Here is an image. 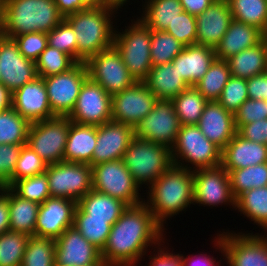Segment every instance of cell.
<instances>
[{
    "label": "cell",
    "mask_w": 267,
    "mask_h": 266,
    "mask_svg": "<svg viewBox=\"0 0 267 266\" xmlns=\"http://www.w3.org/2000/svg\"><path fill=\"white\" fill-rule=\"evenodd\" d=\"M165 232L144 202L128 206L111 227L102 260L108 266L141 265L143 256L165 241Z\"/></svg>",
    "instance_id": "1"
},
{
    "label": "cell",
    "mask_w": 267,
    "mask_h": 266,
    "mask_svg": "<svg viewBox=\"0 0 267 266\" xmlns=\"http://www.w3.org/2000/svg\"><path fill=\"white\" fill-rule=\"evenodd\" d=\"M145 191L144 203L155 220L167 230V219L183 214L182 211L185 213L194 205L193 171L172 165Z\"/></svg>",
    "instance_id": "2"
},
{
    "label": "cell",
    "mask_w": 267,
    "mask_h": 266,
    "mask_svg": "<svg viewBox=\"0 0 267 266\" xmlns=\"http://www.w3.org/2000/svg\"><path fill=\"white\" fill-rule=\"evenodd\" d=\"M118 11L122 12L115 6L101 3L64 18L76 35L77 63L86 62L95 54L113 46Z\"/></svg>",
    "instance_id": "3"
},
{
    "label": "cell",
    "mask_w": 267,
    "mask_h": 266,
    "mask_svg": "<svg viewBox=\"0 0 267 266\" xmlns=\"http://www.w3.org/2000/svg\"><path fill=\"white\" fill-rule=\"evenodd\" d=\"M63 19L53 0H0V33L9 38L48 33Z\"/></svg>",
    "instance_id": "4"
},
{
    "label": "cell",
    "mask_w": 267,
    "mask_h": 266,
    "mask_svg": "<svg viewBox=\"0 0 267 266\" xmlns=\"http://www.w3.org/2000/svg\"><path fill=\"white\" fill-rule=\"evenodd\" d=\"M122 160L134 180L145 189L173 165L171 149L136 136L129 143Z\"/></svg>",
    "instance_id": "5"
},
{
    "label": "cell",
    "mask_w": 267,
    "mask_h": 266,
    "mask_svg": "<svg viewBox=\"0 0 267 266\" xmlns=\"http://www.w3.org/2000/svg\"><path fill=\"white\" fill-rule=\"evenodd\" d=\"M132 16L130 24L120 30L115 28L114 44L130 74L137 82H143L152 68L151 29L139 18ZM118 30V31H117Z\"/></svg>",
    "instance_id": "6"
},
{
    "label": "cell",
    "mask_w": 267,
    "mask_h": 266,
    "mask_svg": "<svg viewBox=\"0 0 267 266\" xmlns=\"http://www.w3.org/2000/svg\"><path fill=\"white\" fill-rule=\"evenodd\" d=\"M222 150L209 141L197 125L181 126L171 148L173 165L195 171L221 165Z\"/></svg>",
    "instance_id": "7"
},
{
    "label": "cell",
    "mask_w": 267,
    "mask_h": 266,
    "mask_svg": "<svg viewBox=\"0 0 267 266\" xmlns=\"http://www.w3.org/2000/svg\"><path fill=\"white\" fill-rule=\"evenodd\" d=\"M93 190L110 195L127 206L144 202L141 188L129 173L122 159L91 166ZM140 191V192H139Z\"/></svg>",
    "instance_id": "8"
},
{
    "label": "cell",
    "mask_w": 267,
    "mask_h": 266,
    "mask_svg": "<svg viewBox=\"0 0 267 266\" xmlns=\"http://www.w3.org/2000/svg\"><path fill=\"white\" fill-rule=\"evenodd\" d=\"M45 173L51 197L78 202L93 189L92 168L89 164L61 161L47 165Z\"/></svg>",
    "instance_id": "9"
},
{
    "label": "cell",
    "mask_w": 267,
    "mask_h": 266,
    "mask_svg": "<svg viewBox=\"0 0 267 266\" xmlns=\"http://www.w3.org/2000/svg\"><path fill=\"white\" fill-rule=\"evenodd\" d=\"M70 119L56 116L31 123L27 143L48 165L64 161Z\"/></svg>",
    "instance_id": "10"
},
{
    "label": "cell",
    "mask_w": 267,
    "mask_h": 266,
    "mask_svg": "<svg viewBox=\"0 0 267 266\" xmlns=\"http://www.w3.org/2000/svg\"><path fill=\"white\" fill-rule=\"evenodd\" d=\"M223 242L225 264L229 266H267V233L218 231Z\"/></svg>",
    "instance_id": "11"
},
{
    "label": "cell",
    "mask_w": 267,
    "mask_h": 266,
    "mask_svg": "<svg viewBox=\"0 0 267 266\" xmlns=\"http://www.w3.org/2000/svg\"><path fill=\"white\" fill-rule=\"evenodd\" d=\"M85 65L88 77L101 85L111 96L137 82L114 46L90 57Z\"/></svg>",
    "instance_id": "12"
},
{
    "label": "cell",
    "mask_w": 267,
    "mask_h": 266,
    "mask_svg": "<svg viewBox=\"0 0 267 266\" xmlns=\"http://www.w3.org/2000/svg\"><path fill=\"white\" fill-rule=\"evenodd\" d=\"M87 78L85 62L76 63L71 69L60 74L43 78L49 105L55 116L67 117L71 113Z\"/></svg>",
    "instance_id": "13"
},
{
    "label": "cell",
    "mask_w": 267,
    "mask_h": 266,
    "mask_svg": "<svg viewBox=\"0 0 267 266\" xmlns=\"http://www.w3.org/2000/svg\"><path fill=\"white\" fill-rule=\"evenodd\" d=\"M181 128L171 100L158 99L154 108L134 127V136L172 148Z\"/></svg>",
    "instance_id": "14"
},
{
    "label": "cell",
    "mask_w": 267,
    "mask_h": 266,
    "mask_svg": "<svg viewBox=\"0 0 267 266\" xmlns=\"http://www.w3.org/2000/svg\"><path fill=\"white\" fill-rule=\"evenodd\" d=\"M193 178L194 206L197 204L213 208L227 205L236 211V199L232 194L229 175L222 165L195 170Z\"/></svg>",
    "instance_id": "15"
},
{
    "label": "cell",
    "mask_w": 267,
    "mask_h": 266,
    "mask_svg": "<svg viewBox=\"0 0 267 266\" xmlns=\"http://www.w3.org/2000/svg\"><path fill=\"white\" fill-rule=\"evenodd\" d=\"M112 96L89 77L83 83L75 106L67 116L72 122L102 125L111 121Z\"/></svg>",
    "instance_id": "16"
},
{
    "label": "cell",
    "mask_w": 267,
    "mask_h": 266,
    "mask_svg": "<svg viewBox=\"0 0 267 266\" xmlns=\"http://www.w3.org/2000/svg\"><path fill=\"white\" fill-rule=\"evenodd\" d=\"M157 100L144 82H136L112 95L111 121L135 127L154 108Z\"/></svg>",
    "instance_id": "17"
},
{
    "label": "cell",
    "mask_w": 267,
    "mask_h": 266,
    "mask_svg": "<svg viewBox=\"0 0 267 266\" xmlns=\"http://www.w3.org/2000/svg\"><path fill=\"white\" fill-rule=\"evenodd\" d=\"M36 63L26 59L13 38L0 33L1 83L12 93L37 77Z\"/></svg>",
    "instance_id": "18"
},
{
    "label": "cell",
    "mask_w": 267,
    "mask_h": 266,
    "mask_svg": "<svg viewBox=\"0 0 267 266\" xmlns=\"http://www.w3.org/2000/svg\"><path fill=\"white\" fill-rule=\"evenodd\" d=\"M55 266H91L105 263L101 251L88 242L75 226L55 239Z\"/></svg>",
    "instance_id": "19"
},
{
    "label": "cell",
    "mask_w": 267,
    "mask_h": 266,
    "mask_svg": "<svg viewBox=\"0 0 267 266\" xmlns=\"http://www.w3.org/2000/svg\"><path fill=\"white\" fill-rule=\"evenodd\" d=\"M75 200L47 198L39 208L35 236L57 239L68 227L74 225Z\"/></svg>",
    "instance_id": "20"
},
{
    "label": "cell",
    "mask_w": 267,
    "mask_h": 266,
    "mask_svg": "<svg viewBox=\"0 0 267 266\" xmlns=\"http://www.w3.org/2000/svg\"><path fill=\"white\" fill-rule=\"evenodd\" d=\"M134 137V127L118 122H106L97 126V142L90 166L123 159Z\"/></svg>",
    "instance_id": "21"
},
{
    "label": "cell",
    "mask_w": 267,
    "mask_h": 266,
    "mask_svg": "<svg viewBox=\"0 0 267 266\" xmlns=\"http://www.w3.org/2000/svg\"><path fill=\"white\" fill-rule=\"evenodd\" d=\"M12 107L30 123L56 117L49 105L44 79L40 76L12 93Z\"/></svg>",
    "instance_id": "22"
},
{
    "label": "cell",
    "mask_w": 267,
    "mask_h": 266,
    "mask_svg": "<svg viewBox=\"0 0 267 266\" xmlns=\"http://www.w3.org/2000/svg\"><path fill=\"white\" fill-rule=\"evenodd\" d=\"M232 13L227 0H215L196 16V44L216 48L228 30Z\"/></svg>",
    "instance_id": "23"
},
{
    "label": "cell",
    "mask_w": 267,
    "mask_h": 266,
    "mask_svg": "<svg viewBox=\"0 0 267 266\" xmlns=\"http://www.w3.org/2000/svg\"><path fill=\"white\" fill-rule=\"evenodd\" d=\"M204 136L221 150L236 134L234 114L218 101H208L197 124Z\"/></svg>",
    "instance_id": "24"
},
{
    "label": "cell",
    "mask_w": 267,
    "mask_h": 266,
    "mask_svg": "<svg viewBox=\"0 0 267 266\" xmlns=\"http://www.w3.org/2000/svg\"><path fill=\"white\" fill-rule=\"evenodd\" d=\"M267 162V145L252 142L237 132L222 149L221 165L226 170L247 168Z\"/></svg>",
    "instance_id": "25"
},
{
    "label": "cell",
    "mask_w": 267,
    "mask_h": 266,
    "mask_svg": "<svg viewBox=\"0 0 267 266\" xmlns=\"http://www.w3.org/2000/svg\"><path fill=\"white\" fill-rule=\"evenodd\" d=\"M215 59L214 48L194 44L184 46L171 63L176 67L180 77L191 87L204 76Z\"/></svg>",
    "instance_id": "26"
},
{
    "label": "cell",
    "mask_w": 267,
    "mask_h": 266,
    "mask_svg": "<svg viewBox=\"0 0 267 266\" xmlns=\"http://www.w3.org/2000/svg\"><path fill=\"white\" fill-rule=\"evenodd\" d=\"M265 34L258 28L232 19L228 30L215 48L216 59L227 60L242 50L260 43Z\"/></svg>",
    "instance_id": "27"
},
{
    "label": "cell",
    "mask_w": 267,
    "mask_h": 266,
    "mask_svg": "<svg viewBox=\"0 0 267 266\" xmlns=\"http://www.w3.org/2000/svg\"><path fill=\"white\" fill-rule=\"evenodd\" d=\"M97 142V126L70 120L64 161L90 164Z\"/></svg>",
    "instance_id": "28"
},
{
    "label": "cell",
    "mask_w": 267,
    "mask_h": 266,
    "mask_svg": "<svg viewBox=\"0 0 267 266\" xmlns=\"http://www.w3.org/2000/svg\"><path fill=\"white\" fill-rule=\"evenodd\" d=\"M157 99L171 100L190 86L180 77L172 63L152 66L143 81Z\"/></svg>",
    "instance_id": "29"
},
{
    "label": "cell",
    "mask_w": 267,
    "mask_h": 266,
    "mask_svg": "<svg viewBox=\"0 0 267 266\" xmlns=\"http://www.w3.org/2000/svg\"><path fill=\"white\" fill-rule=\"evenodd\" d=\"M231 76L249 79L267 72V40L242 50L227 59Z\"/></svg>",
    "instance_id": "30"
},
{
    "label": "cell",
    "mask_w": 267,
    "mask_h": 266,
    "mask_svg": "<svg viewBox=\"0 0 267 266\" xmlns=\"http://www.w3.org/2000/svg\"><path fill=\"white\" fill-rule=\"evenodd\" d=\"M144 1L142 0L143 11L140 8V16H136L151 30L165 31L169 24L184 11L179 0Z\"/></svg>",
    "instance_id": "31"
},
{
    "label": "cell",
    "mask_w": 267,
    "mask_h": 266,
    "mask_svg": "<svg viewBox=\"0 0 267 266\" xmlns=\"http://www.w3.org/2000/svg\"><path fill=\"white\" fill-rule=\"evenodd\" d=\"M40 204L23 199L9 187L10 231L35 235Z\"/></svg>",
    "instance_id": "32"
},
{
    "label": "cell",
    "mask_w": 267,
    "mask_h": 266,
    "mask_svg": "<svg viewBox=\"0 0 267 266\" xmlns=\"http://www.w3.org/2000/svg\"><path fill=\"white\" fill-rule=\"evenodd\" d=\"M77 207L89 218L119 219L128 206L119 199L92 189L77 202Z\"/></svg>",
    "instance_id": "33"
},
{
    "label": "cell",
    "mask_w": 267,
    "mask_h": 266,
    "mask_svg": "<svg viewBox=\"0 0 267 266\" xmlns=\"http://www.w3.org/2000/svg\"><path fill=\"white\" fill-rule=\"evenodd\" d=\"M236 210L252 224L258 225L261 233L267 232V186L253 188L236 199Z\"/></svg>",
    "instance_id": "34"
},
{
    "label": "cell",
    "mask_w": 267,
    "mask_h": 266,
    "mask_svg": "<svg viewBox=\"0 0 267 266\" xmlns=\"http://www.w3.org/2000/svg\"><path fill=\"white\" fill-rule=\"evenodd\" d=\"M118 219L89 218L78 207L74 213V225L81 235L100 251L103 250L112 225Z\"/></svg>",
    "instance_id": "35"
},
{
    "label": "cell",
    "mask_w": 267,
    "mask_h": 266,
    "mask_svg": "<svg viewBox=\"0 0 267 266\" xmlns=\"http://www.w3.org/2000/svg\"><path fill=\"white\" fill-rule=\"evenodd\" d=\"M171 101L181 126L197 125L208 102L194 86L182 91Z\"/></svg>",
    "instance_id": "36"
},
{
    "label": "cell",
    "mask_w": 267,
    "mask_h": 266,
    "mask_svg": "<svg viewBox=\"0 0 267 266\" xmlns=\"http://www.w3.org/2000/svg\"><path fill=\"white\" fill-rule=\"evenodd\" d=\"M231 77L227 60L215 59L204 76L194 85L207 101H217Z\"/></svg>",
    "instance_id": "37"
},
{
    "label": "cell",
    "mask_w": 267,
    "mask_h": 266,
    "mask_svg": "<svg viewBox=\"0 0 267 266\" xmlns=\"http://www.w3.org/2000/svg\"><path fill=\"white\" fill-rule=\"evenodd\" d=\"M232 19L267 32V0H227Z\"/></svg>",
    "instance_id": "38"
},
{
    "label": "cell",
    "mask_w": 267,
    "mask_h": 266,
    "mask_svg": "<svg viewBox=\"0 0 267 266\" xmlns=\"http://www.w3.org/2000/svg\"><path fill=\"white\" fill-rule=\"evenodd\" d=\"M226 171L229 175L231 190L235 199L248 190L267 186V162Z\"/></svg>",
    "instance_id": "39"
},
{
    "label": "cell",
    "mask_w": 267,
    "mask_h": 266,
    "mask_svg": "<svg viewBox=\"0 0 267 266\" xmlns=\"http://www.w3.org/2000/svg\"><path fill=\"white\" fill-rule=\"evenodd\" d=\"M30 125L12 106L0 111V144L25 145Z\"/></svg>",
    "instance_id": "40"
},
{
    "label": "cell",
    "mask_w": 267,
    "mask_h": 266,
    "mask_svg": "<svg viewBox=\"0 0 267 266\" xmlns=\"http://www.w3.org/2000/svg\"><path fill=\"white\" fill-rule=\"evenodd\" d=\"M55 239L29 236L21 266H55Z\"/></svg>",
    "instance_id": "41"
},
{
    "label": "cell",
    "mask_w": 267,
    "mask_h": 266,
    "mask_svg": "<svg viewBox=\"0 0 267 266\" xmlns=\"http://www.w3.org/2000/svg\"><path fill=\"white\" fill-rule=\"evenodd\" d=\"M183 48L184 45L171 34L165 31H151L150 54L152 66L172 62Z\"/></svg>",
    "instance_id": "42"
},
{
    "label": "cell",
    "mask_w": 267,
    "mask_h": 266,
    "mask_svg": "<svg viewBox=\"0 0 267 266\" xmlns=\"http://www.w3.org/2000/svg\"><path fill=\"white\" fill-rule=\"evenodd\" d=\"M29 235L7 231L0 235V266H21Z\"/></svg>",
    "instance_id": "43"
},
{
    "label": "cell",
    "mask_w": 267,
    "mask_h": 266,
    "mask_svg": "<svg viewBox=\"0 0 267 266\" xmlns=\"http://www.w3.org/2000/svg\"><path fill=\"white\" fill-rule=\"evenodd\" d=\"M35 63L37 75L45 78L65 72L77 62L68 54L48 45Z\"/></svg>",
    "instance_id": "44"
},
{
    "label": "cell",
    "mask_w": 267,
    "mask_h": 266,
    "mask_svg": "<svg viewBox=\"0 0 267 266\" xmlns=\"http://www.w3.org/2000/svg\"><path fill=\"white\" fill-rule=\"evenodd\" d=\"M10 188L21 198L40 205L51 197L45 172L17 180Z\"/></svg>",
    "instance_id": "45"
},
{
    "label": "cell",
    "mask_w": 267,
    "mask_h": 266,
    "mask_svg": "<svg viewBox=\"0 0 267 266\" xmlns=\"http://www.w3.org/2000/svg\"><path fill=\"white\" fill-rule=\"evenodd\" d=\"M48 45L56 48L77 62V39L72 26L63 19L55 28L47 33Z\"/></svg>",
    "instance_id": "46"
},
{
    "label": "cell",
    "mask_w": 267,
    "mask_h": 266,
    "mask_svg": "<svg viewBox=\"0 0 267 266\" xmlns=\"http://www.w3.org/2000/svg\"><path fill=\"white\" fill-rule=\"evenodd\" d=\"M47 165L33 149L26 144L23 145L13 173V184L17 180L44 173Z\"/></svg>",
    "instance_id": "47"
},
{
    "label": "cell",
    "mask_w": 267,
    "mask_h": 266,
    "mask_svg": "<svg viewBox=\"0 0 267 266\" xmlns=\"http://www.w3.org/2000/svg\"><path fill=\"white\" fill-rule=\"evenodd\" d=\"M247 99V79L231 76L217 101L234 114Z\"/></svg>",
    "instance_id": "48"
},
{
    "label": "cell",
    "mask_w": 267,
    "mask_h": 266,
    "mask_svg": "<svg viewBox=\"0 0 267 266\" xmlns=\"http://www.w3.org/2000/svg\"><path fill=\"white\" fill-rule=\"evenodd\" d=\"M196 16L183 11L169 24L165 32L174 36L184 46L196 44Z\"/></svg>",
    "instance_id": "49"
},
{
    "label": "cell",
    "mask_w": 267,
    "mask_h": 266,
    "mask_svg": "<svg viewBox=\"0 0 267 266\" xmlns=\"http://www.w3.org/2000/svg\"><path fill=\"white\" fill-rule=\"evenodd\" d=\"M18 44L20 53L33 62H36L40 54L48 46L47 33L32 32L17 35L13 38Z\"/></svg>",
    "instance_id": "50"
},
{
    "label": "cell",
    "mask_w": 267,
    "mask_h": 266,
    "mask_svg": "<svg viewBox=\"0 0 267 266\" xmlns=\"http://www.w3.org/2000/svg\"><path fill=\"white\" fill-rule=\"evenodd\" d=\"M23 145L0 144V188L13 185V173Z\"/></svg>",
    "instance_id": "51"
},
{
    "label": "cell",
    "mask_w": 267,
    "mask_h": 266,
    "mask_svg": "<svg viewBox=\"0 0 267 266\" xmlns=\"http://www.w3.org/2000/svg\"><path fill=\"white\" fill-rule=\"evenodd\" d=\"M267 118V101L247 99L234 113L235 125H245Z\"/></svg>",
    "instance_id": "52"
},
{
    "label": "cell",
    "mask_w": 267,
    "mask_h": 266,
    "mask_svg": "<svg viewBox=\"0 0 267 266\" xmlns=\"http://www.w3.org/2000/svg\"><path fill=\"white\" fill-rule=\"evenodd\" d=\"M213 246L215 248V252L220 251L221 253V259L217 260L214 256H210L205 252H200L198 254H192V255H184V253H180L182 266H222L223 261H225V252L223 247V242L220 234L217 232V235L212 239ZM208 255V256H207ZM194 256V257H193ZM217 260V261H216ZM223 260V261H222Z\"/></svg>",
    "instance_id": "53"
},
{
    "label": "cell",
    "mask_w": 267,
    "mask_h": 266,
    "mask_svg": "<svg viewBox=\"0 0 267 266\" xmlns=\"http://www.w3.org/2000/svg\"><path fill=\"white\" fill-rule=\"evenodd\" d=\"M166 241L161 243L157 249H153V251H149V255L147 253V258L149 260V264L146 266H182V261L180 257V252L175 253L172 250L170 252L169 248L165 247L166 246ZM165 244V245H164ZM164 245V246H163ZM153 254V255H152Z\"/></svg>",
    "instance_id": "54"
},
{
    "label": "cell",
    "mask_w": 267,
    "mask_h": 266,
    "mask_svg": "<svg viewBox=\"0 0 267 266\" xmlns=\"http://www.w3.org/2000/svg\"><path fill=\"white\" fill-rule=\"evenodd\" d=\"M236 132L252 142L267 145V118L245 125H235Z\"/></svg>",
    "instance_id": "55"
},
{
    "label": "cell",
    "mask_w": 267,
    "mask_h": 266,
    "mask_svg": "<svg viewBox=\"0 0 267 266\" xmlns=\"http://www.w3.org/2000/svg\"><path fill=\"white\" fill-rule=\"evenodd\" d=\"M58 7L60 14L66 18L78 11L86 9L88 6L101 4L100 0H53Z\"/></svg>",
    "instance_id": "56"
},
{
    "label": "cell",
    "mask_w": 267,
    "mask_h": 266,
    "mask_svg": "<svg viewBox=\"0 0 267 266\" xmlns=\"http://www.w3.org/2000/svg\"><path fill=\"white\" fill-rule=\"evenodd\" d=\"M248 98L267 101V72L247 79Z\"/></svg>",
    "instance_id": "57"
},
{
    "label": "cell",
    "mask_w": 267,
    "mask_h": 266,
    "mask_svg": "<svg viewBox=\"0 0 267 266\" xmlns=\"http://www.w3.org/2000/svg\"><path fill=\"white\" fill-rule=\"evenodd\" d=\"M10 231L9 187L0 188V235Z\"/></svg>",
    "instance_id": "58"
},
{
    "label": "cell",
    "mask_w": 267,
    "mask_h": 266,
    "mask_svg": "<svg viewBox=\"0 0 267 266\" xmlns=\"http://www.w3.org/2000/svg\"><path fill=\"white\" fill-rule=\"evenodd\" d=\"M185 12L197 16L202 14L215 0H179Z\"/></svg>",
    "instance_id": "59"
},
{
    "label": "cell",
    "mask_w": 267,
    "mask_h": 266,
    "mask_svg": "<svg viewBox=\"0 0 267 266\" xmlns=\"http://www.w3.org/2000/svg\"><path fill=\"white\" fill-rule=\"evenodd\" d=\"M12 106V92L0 83V111Z\"/></svg>",
    "instance_id": "60"
},
{
    "label": "cell",
    "mask_w": 267,
    "mask_h": 266,
    "mask_svg": "<svg viewBox=\"0 0 267 266\" xmlns=\"http://www.w3.org/2000/svg\"><path fill=\"white\" fill-rule=\"evenodd\" d=\"M100 1L101 3L115 6L118 9H122V7L126 6V4L131 2L130 0H100Z\"/></svg>",
    "instance_id": "61"
},
{
    "label": "cell",
    "mask_w": 267,
    "mask_h": 266,
    "mask_svg": "<svg viewBox=\"0 0 267 266\" xmlns=\"http://www.w3.org/2000/svg\"><path fill=\"white\" fill-rule=\"evenodd\" d=\"M91 266H108L106 263H97L96 265H91Z\"/></svg>",
    "instance_id": "62"
}]
</instances>
